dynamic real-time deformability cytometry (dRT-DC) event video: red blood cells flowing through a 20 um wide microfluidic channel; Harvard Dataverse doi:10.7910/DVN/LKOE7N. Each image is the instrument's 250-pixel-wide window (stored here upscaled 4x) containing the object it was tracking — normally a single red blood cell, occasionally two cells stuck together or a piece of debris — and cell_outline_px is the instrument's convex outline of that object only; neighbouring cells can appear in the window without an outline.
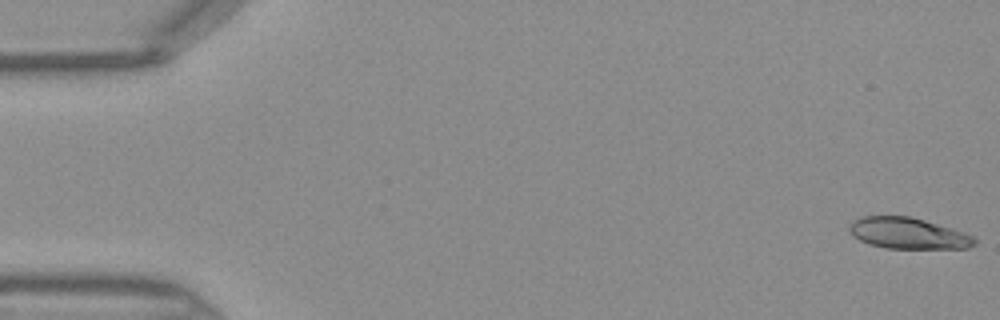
{"species": "Egyptian fruit bat (a non-hibernating species)", "species_latin": "Rousettus aegyptiacus", "temperature_condition": "warm", "stored_images_in_passage": 13, "camera_frame_rate_fps": 3000, "um_per_image_px": 0.085, "frame": {"image": 1, "passage_image": 1, "time_ms": 0.0, "image_size_px": [1000, 320], "cell_outline_px": [[976, 244], [968, 248], [884, 248], [868, 244], [852, 236], [848, 228], [848, 224], [852, 220], [864, 216], [908, 216], [924, 220], [952, 228], [964, 232], [972, 236], [976, 240]], "centroid_in_image_um": [77.14, 19.83], "position_along_channel_um": 7.9, "area_um2": 22.77}}
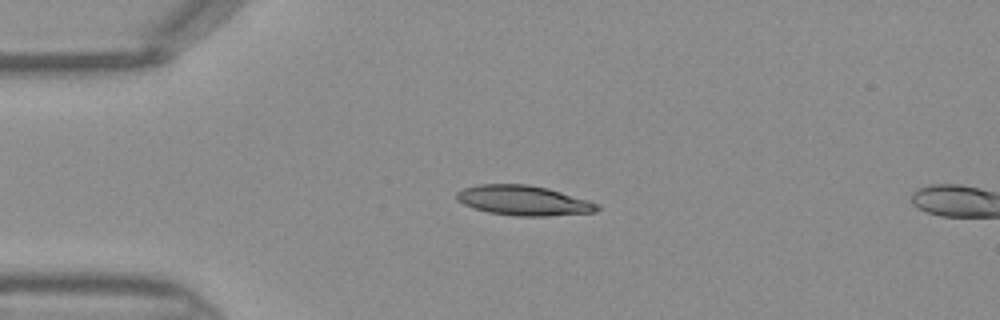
{"frame": {"image": 2, "passage_image": 11, "time_ms": 3.333, "image_size_px": [1000, 320], "cell_outline_px": [[600, 208], [596, 212], [548, 216], [516, 216], [488, 212], [464, 204], [456, 200], [456, 192], [464, 188], [480, 184], [528, 184], [548, 188], [588, 200], [600, 204]], "centroid_in_image_um": [44.52, 17.04], "position_along_channel_um": 40.5, "area_um2": 24.51}}